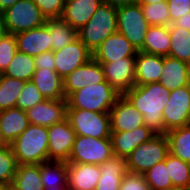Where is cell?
Here are the masks:
<instances>
[{"label":"cell","mask_w":190,"mask_h":190,"mask_svg":"<svg viewBox=\"0 0 190 190\" xmlns=\"http://www.w3.org/2000/svg\"><path fill=\"white\" fill-rule=\"evenodd\" d=\"M124 96L143 115L144 123L156 134H166L163 109L167 105L170 91L159 82L135 85Z\"/></svg>","instance_id":"6da1fadb"},{"label":"cell","mask_w":190,"mask_h":190,"mask_svg":"<svg viewBox=\"0 0 190 190\" xmlns=\"http://www.w3.org/2000/svg\"><path fill=\"white\" fill-rule=\"evenodd\" d=\"M18 165L41 164L48 161V130L29 124L11 144Z\"/></svg>","instance_id":"7a4b0ae2"},{"label":"cell","mask_w":190,"mask_h":190,"mask_svg":"<svg viewBox=\"0 0 190 190\" xmlns=\"http://www.w3.org/2000/svg\"><path fill=\"white\" fill-rule=\"evenodd\" d=\"M116 32L117 8L102 2L89 21L78 30V38L93 53Z\"/></svg>","instance_id":"3957f363"},{"label":"cell","mask_w":190,"mask_h":190,"mask_svg":"<svg viewBox=\"0 0 190 190\" xmlns=\"http://www.w3.org/2000/svg\"><path fill=\"white\" fill-rule=\"evenodd\" d=\"M121 95L105 80L99 84L86 86L71 93L67 98V108L109 113Z\"/></svg>","instance_id":"277c9868"},{"label":"cell","mask_w":190,"mask_h":190,"mask_svg":"<svg viewBox=\"0 0 190 190\" xmlns=\"http://www.w3.org/2000/svg\"><path fill=\"white\" fill-rule=\"evenodd\" d=\"M169 154V140L166 134H156L137 146L126 159L127 170L143 175L155 164L164 161Z\"/></svg>","instance_id":"5b68a950"},{"label":"cell","mask_w":190,"mask_h":190,"mask_svg":"<svg viewBox=\"0 0 190 190\" xmlns=\"http://www.w3.org/2000/svg\"><path fill=\"white\" fill-rule=\"evenodd\" d=\"M7 33L18 34L45 24L46 17L32 0H19L3 11Z\"/></svg>","instance_id":"8992f818"},{"label":"cell","mask_w":190,"mask_h":190,"mask_svg":"<svg viewBox=\"0 0 190 190\" xmlns=\"http://www.w3.org/2000/svg\"><path fill=\"white\" fill-rule=\"evenodd\" d=\"M114 156L110 138L76 135L67 163L101 165Z\"/></svg>","instance_id":"52a82bcc"},{"label":"cell","mask_w":190,"mask_h":190,"mask_svg":"<svg viewBox=\"0 0 190 190\" xmlns=\"http://www.w3.org/2000/svg\"><path fill=\"white\" fill-rule=\"evenodd\" d=\"M66 118L76 135L94 138H110L111 123L109 113L67 108Z\"/></svg>","instance_id":"ba28073f"},{"label":"cell","mask_w":190,"mask_h":190,"mask_svg":"<svg viewBox=\"0 0 190 190\" xmlns=\"http://www.w3.org/2000/svg\"><path fill=\"white\" fill-rule=\"evenodd\" d=\"M149 26L141 5L135 3L117 8V32L123 34L138 51L143 47Z\"/></svg>","instance_id":"9c48e42d"},{"label":"cell","mask_w":190,"mask_h":190,"mask_svg":"<svg viewBox=\"0 0 190 190\" xmlns=\"http://www.w3.org/2000/svg\"><path fill=\"white\" fill-rule=\"evenodd\" d=\"M164 130L166 132L188 126L190 123L189 85L170 91L169 101L163 109Z\"/></svg>","instance_id":"30bf717a"},{"label":"cell","mask_w":190,"mask_h":190,"mask_svg":"<svg viewBox=\"0 0 190 190\" xmlns=\"http://www.w3.org/2000/svg\"><path fill=\"white\" fill-rule=\"evenodd\" d=\"M47 130L48 161L68 162L76 138L68 119L51 125Z\"/></svg>","instance_id":"8fae6325"},{"label":"cell","mask_w":190,"mask_h":190,"mask_svg":"<svg viewBox=\"0 0 190 190\" xmlns=\"http://www.w3.org/2000/svg\"><path fill=\"white\" fill-rule=\"evenodd\" d=\"M105 80L124 95L135 86L136 57H125L109 63H100Z\"/></svg>","instance_id":"7c38bea8"},{"label":"cell","mask_w":190,"mask_h":190,"mask_svg":"<svg viewBox=\"0 0 190 190\" xmlns=\"http://www.w3.org/2000/svg\"><path fill=\"white\" fill-rule=\"evenodd\" d=\"M55 71L64 79L78 67L86 64L93 58L92 52L79 39L64 46L61 50L54 51Z\"/></svg>","instance_id":"4fadbf2b"},{"label":"cell","mask_w":190,"mask_h":190,"mask_svg":"<svg viewBox=\"0 0 190 190\" xmlns=\"http://www.w3.org/2000/svg\"><path fill=\"white\" fill-rule=\"evenodd\" d=\"M105 81L102 66L94 58L78 67L63 79L65 99L78 89Z\"/></svg>","instance_id":"5bb4252c"},{"label":"cell","mask_w":190,"mask_h":190,"mask_svg":"<svg viewBox=\"0 0 190 190\" xmlns=\"http://www.w3.org/2000/svg\"><path fill=\"white\" fill-rule=\"evenodd\" d=\"M111 132L130 131L145 125L143 115L121 95L110 112Z\"/></svg>","instance_id":"9a60e30c"},{"label":"cell","mask_w":190,"mask_h":190,"mask_svg":"<svg viewBox=\"0 0 190 190\" xmlns=\"http://www.w3.org/2000/svg\"><path fill=\"white\" fill-rule=\"evenodd\" d=\"M154 133L146 124L130 131L111 132L110 139L114 156L127 159L141 143L150 140Z\"/></svg>","instance_id":"2e32d148"},{"label":"cell","mask_w":190,"mask_h":190,"mask_svg":"<svg viewBox=\"0 0 190 190\" xmlns=\"http://www.w3.org/2000/svg\"><path fill=\"white\" fill-rule=\"evenodd\" d=\"M138 50L119 32L109 36L92 53L93 58L99 63H109L125 57H136Z\"/></svg>","instance_id":"e0dca14e"},{"label":"cell","mask_w":190,"mask_h":190,"mask_svg":"<svg viewBox=\"0 0 190 190\" xmlns=\"http://www.w3.org/2000/svg\"><path fill=\"white\" fill-rule=\"evenodd\" d=\"M31 124L50 127L67 117L66 100L45 99L26 111Z\"/></svg>","instance_id":"ac0fdd59"},{"label":"cell","mask_w":190,"mask_h":190,"mask_svg":"<svg viewBox=\"0 0 190 190\" xmlns=\"http://www.w3.org/2000/svg\"><path fill=\"white\" fill-rule=\"evenodd\" d=\"M17 49L22 53L36 57L41 53L52 51L50 32L42 25L15 35Z\"/></svg>","instance_id":"d6986e66"},{"label":"cell","mask_w":190,"mask_h":190,"mask_svg":"<svg viewBox=\"0 0 190 190\" xmlns=\"http://www.w3.org/2000/svg\"><path fill=\"white\" fill-rule=\"evenodd\" d=\"M69 190H95L100 178V165L67 163Z\"/></svg>","instance_id":"ffe728a7"},{"label":"cell","mask_w":190,"mask_h":190,"mask_svg":"<svg viewBox=\"0 0 190 190\" xmlns=\"http://www.w3.org/2000/svg\"><path fill=\"white\" fill-rule=\"evenodd\" d=\"M102 2V0H65L61 19L78 31L89 21Z\"/></svg>","instance_id":"44dd1931"},{"label":"cell","mask_w":190,"mask_h":190,"mask_svg":"<svg viewBox=\"0 0 190 190\" xmlns=\"http://www.w3.org/2000/svg\"><path fill=\"white\" fill-rule=\"evenodd\" d=\"M163 74V56L138 51L136 54L135 85L159 82Z\"/></svg>","instance_id":"7402d4cb"},{"label":"cell","mask_w":190,"mask_h":190,"mask_svg":"<svg viewBox=\"0 0 190 190\" xmlns=\"http://www.w3.org/2000/svg\"><path fill=\"white\" fill-rule=\"evenodd\" d=\"M29 124L26 111L18 107L0 111V129L9 145L27 129Z\"/></svg>","instance_id":"603a6c76"},{"label":"cell","mask_w":190,"mask_h":190,"mask_svg":"<svg viewBox=\"0 0 190 190\" xmlns=\"http://www.w3.org/2000/svg\"><path fill=\"white\" fill-rule=\"evenodd\" d=\"M128 173L126 159L113 156L100 165V178L95 190H119L123 177Z\"/></svg>","instance_id":"cb8c5ba5"},{"label":"cell","mask_w":190,"mask_h":190,"mask_svg":"<svg viewBox=\"0 0 190 190\" xmlns=\"http://www.w3.org/2000/svg\"><path fill=\"white\" fill-rule=\"evenodd\" d=\"M159 83L169 91L189 85L187 62L171 56L163 57V74Z\"/></svg>","instance_id":"d4e9b609"},{"label":"cell","mask_w":190,"mask_h":190,"mask_svg":"<svg viewBox=\"0 0 190 190\" xmlns=\"http://www.w3.org/2000/svg\"><path fill=\"white\" fill-rule=\"evenodd\" d=\"M31 81L45 99L66 100L63 89V79L55 70H35Z\"/></svg>","instance_id":"484cf974"},{"label":"cell","mask_w":190,"mask_h":190,"mask_svg":"<svg viewBox=\"0 0 190 190\" xmlns=\"http://www.w3.org/2000/svg\"><path fill=\"white\" fill-rule=\"evenodd\" d=\"M170 41L169 26H149L139 51L166 57L170 53Z\"/></svg>","instance_id":"4316f807"},{"label":"cell","mask_w":190,"mask_h":190,"mask_svg":"<svg viewBox=\"0 0 190 190\" xmlns=\"http://www.w3.org/2000/svg\"><path fill=\"white\" fill-rule=\"evenodd\" d=\"M45 25L50 32L53 52L61 50L78 38V31L61 18L46 19Z\"/></svg>","instance_id":"83f0119b"},{"label":"cell","mask_w":190,"mask_h":190,"mask_svg":"<svg viewBox=\"0 0 190 190\" xmlns=\"http://www.w3.org/2000/svg\"><path fill=\"white\" fill-rule=\"evenodd\" d=\"M12 190H43L40 164L18 165L11 184Z\"/></svg>","instance_id":"f1b7e54d"},{"label":"cell","mask_w":190,"mask_h":190,"mask_svg":"<svg viewBox=\"0 0 190 190\" xmlns=\"http://www.w3.org/2000/svg\"><path fill=\"white\" fill-rule=\"evenodd\" d=\"M67 162L47 161L40 164V176L43 188L68 187Z\"/></svg>","instance_id":"f546056e"},{"label":"cell","mask_w":190,"mask_h":190,"mask_svg":"<svg viewBox=\"0 0 190 190\" xmlns=\"http://www.w3.org/2000/svg\"><path fill=\"white\" fill-rule=\"evenodd\" d=\"M169 153L190 164V125L172 129L166 133Z\"/></svg>","instance_id":"4dcf8cb0"},{"label":"cell","mask_w":190,"mask_h":190,"mask_svg":"<svg viewBox=\"0 0 190 190\" xmlns=\"http://www.w3.org/2000/svg\"><path fill=\"white\" fill-rule=\"evenodd\" d=\"M35 70V58L17 51L3 75L27 82L32 80Z\"/></svg>","instance_id":"1f68e13d"},{"label":"cell","mask_w":190,"mask_h":190,"mask_svg":"<svg viewBox=\"0 0 190 190\" xmlns=\"http://www.w3.org/2000/svg\"><path fill=\"white\" fill-rule=\"evenodd\" d=\"M26 81L0 74V111L16 107Z\"/></svg>","instance_id":"d6a6232c"},{"label":"cell","mask_w":190,"mask_h":190,"mask_svg":"<svg viewBox=\"0 0 190 190\" xmlns=\"http://www.w3.org/2000/svg\"><path fill=\"white\" fill-rule=\"evenodd\" d=\"M171 47L169 56L190 62V31L182 27L169 26Z\"/></svg>","instance_id":"836d02e7"},{"label":"cell","mask_w":190,"mask_h":190,"mask_svg":"<svg viewBox=\"0 0 190 190\" xmlns=\"http://www.w3.org/2000/svg\"><path fill=\"white\" fill-rule=\"evenodd\" d=\"M173 187L190 189V164L169 153L164 160Z\"/></svg>","instance_id":"e575fe53"},{"label":"cell","mask_w":190,"mask_h":190,"mask_svg":"<svg viewBox=\"0 0 190 190\" xmlns=\"http://www.w3.org/2000/svg\"><path fill=\"white\" fill-rule=\"evenodd\" d=\"M143 15L150 26H170L171 16L167 1L141 5Z\"/></svg>","instance_id":"d590c367"},{"label":"cell","mask_w":190,"mask_h":190,"mask_svg":"<svg viewBox=\"0 0 190 190\" xmlns=\"http://www.w3.org/2000/svg\"><path fill=\"white\" fill-rule=\"evenodd\" d=\"M143 175L150 190H167L173 187L165 161L155 164Z\"/></svg>","instance_id":"8d00e7d4"},{"label":"cell","mask_w":190,"mask_h":190,"mask_svg":"<svg viewBox=\"0 0 190 190\" xmlns=\"http://www.w3.org/2000/svg\"><path fill=\"white\" fill-rule=\"evenodd\" d=\"M18 163L11 145L0 149V182L12 184Z\"/></svg>","instance_id":"74e56055"},{"label":"cell","mask_w":190,"mask_h":190,"mask_svg":"<svg viewBox=\"0 0 190 190\" xmlns=\"http://www.w3.org/2000/svg\"><path fill=\"white\" fill-rule=\"evenodd\" d=\"M43 100H45V98L35 84L32 81H27L18 97L16 107L27 111Z\"/></svg>","instance_id":"f35d334b"},{"label":"cell","mask_w":190,"mask_h":190,"mask_svg":"<svg viewBox=\"0 0 190 190\" xmlns=\"http://www.w3.org/2000/svg\"><path fill=\"white\" fill-rule=\"evenodd\" d=\"M18 51L14 34L6 33L0 37V74L8 68L9 63Z\"/></svg>","instance_id":"ab89813d"},{"label":"cell","mask_w":190,"mask_h":190,"mask_svg":"<svg viewBox=\"0 0 190 190\" xmlns=\"http://www.w3.org/2000/svg\"><path fill=\"white\" fill-rule=\"evenodd\" d=\"M46 19L61 18L65 0H32Z\"/></svg>","instance_id":"60d3db41"},{"label":"cell","mask_w":190,"mask_h":190,"mask_svg":"<svg viewBox=\"0 0 190 190\" xmlns=\"http://www.w3.org/2000/svg\"><path fill=\"white\" fill-rule=\"evenodd\" d=\"M119 190H150L144 175L128 172L122 179Z\"/></svg>","instance_id":"b9f144b4"},{"label":"cell","mask_w":190,"mask_h":190,"mask_svg":"<svg viewBox=\"0 0 190 190\" xmlns=\"http://www.w3.org/2000/svg\"><path fill=\"white\" fill-rule=\"evenodd\" d=\"M171 23L190 11V0H167Z\"/></svg>","instance_id":"7bdbcfd3"},{"label":"cell","mask_w":190,"mask_h":190,"mask_svg":"<svg viewBox=\"0 0 190 190\" xmlns=\"http://www.w3.org/2000/svg\"><path fill=\"white\" fill-rule=\"evenodd\" d=\"M35 58V68L36 70L40 69H50L55 70V57L53 51H48L39 54Z\"/></svg>","instance_id":"ee69618b"},{"label":"cell","mask_w":190,"mask_h":190,"mask_svg":"<svg viewBox=\"0 0 190 190\" xmlns=\"http://www.w3.org/2000/svg\"><path fill=\"white\" fill-rule=\"evenodd\" d=\"M170 26L182 27L190 31V11L187 15L173 21Z\"/></svg>","instance_id":"f6af8a7d"},{"label":"cell","mask_w":190,"mask_h":190,"mask_svg":"<svg viewBox=\"0 0 190 190\" xmlns=\"http://www.w3.org/2000/svg\"><path fill=\"white\" fill-rule=\"evenodd\" d=\"M103 3L109 4L114 8H120L127 5H132L136 3V0H102Z\"/></svg>","instance_id":"bcb514c9"},{"label":"cell","mask_w":190,"mask_h":190,"mask_svg":"<svg viewBox=\"0 0 190 190\" xmlns=\"http://www.w3.org/2000/svg\"><path fill=\"white\" fill-rule=\"evenodd\" d=\"M19 0H0V12L5 11L7 8L13 6Z\"/></svg>","instance_id":"7dc6e473"},{"label":"cell","mask_w":190,"mask_h":190,"mask_svg":"<svg viewBox=\"0 0 190 190\" xmlns=\"http://www.w3.org/2000/svg\"><path fill=\"white\" fill-rule=\"evenodd\" d=\"M6 33L3 12H0V37L4 36Z\"/></svg>","instance_id":"c3c4849f"},{"label":"cell","mask_w":190,"mask_h":190,"mask_svg":"<svg viewBox=\"0 0 190 190\" xmlns=\"http://www.w3.org/2000/svg\"><path fill=\"white\" fill-rule=\"evenodd\" d=\"M167 0H136V3L139 5L143 4H152V3H158V2H164Z\"/></svg>","instance_id":"681fc988"},{"label":"cell","mask_w":190,"mask_h":190,"mask_svg":"<svg viewBox=\"0 0 190 190\" xmlns=\"http://www.w3.org/2000/svg\"><path fill=\"white\" fill-rule=\"evenodd\" d=\"M9 144L5 141L2 135V131L0 129V149L8 146Z\"/></svg>","instance_id":"f907efd6"},{"label":"cell","mask_w":190,"mask_h":190,"mask_svg":"<svg viewBox=\"0 0 190 190\" xmlns=\"http://www.w3.org/2000/svg\"><path fill=\"white\" fill-rule=\"evenodd\" d=\"M10 189H11V185L0 182V190H10Z\"/></svg>","instance_id":"816d5d0a"},{"label":"cell","mask_w":190,"mask_h":190,"mask_svg":"<svg viewBox=\"0 0 190 190\" xmlns=\"http://www.w3.org/2000/svg\"><path fill=\"white\" fill-rule=\"evenodd\" d=\"M43 190H69L68 187H51V188H44Z\"/></svg>","instance_id":"f5cc1de1"},{"label":"cell","mask_w":190,"mask_h":190,"mask_svg":"<svg viewBox=\"0 0 190 190\" xmlns=\"http://www.w3.org/2000/svg\"><path fill=\"white\" fill-rule=\"evenodd\" d=\"M167 190H190V189H187V188H183V187H171Z\"/></svg>","instance_id":"db71d44e"},{"label":"cell","mask_w":190,"mask_h":190,"mask_svg":"<svg viewBox=\"0 0 190 190\" xmlns=\"http://www.w3.org/2000/svg\"><path fill=\"white\" fill-rule=\"evenodd\" d=\"M187 69H188V76H189V82H190V62L187 63Z\"/></svg>","instance_id":"11a10c76"}]
</instances>
